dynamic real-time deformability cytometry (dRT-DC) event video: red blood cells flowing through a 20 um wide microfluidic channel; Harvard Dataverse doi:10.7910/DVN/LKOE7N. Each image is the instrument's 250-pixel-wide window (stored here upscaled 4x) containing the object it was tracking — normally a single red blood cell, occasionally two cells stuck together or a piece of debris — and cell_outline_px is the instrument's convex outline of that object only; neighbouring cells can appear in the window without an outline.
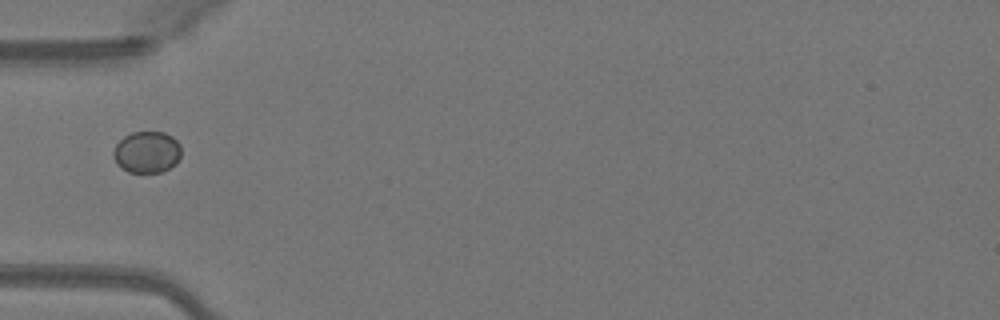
{"species": "Egyptian fruit bat (a non-hibernating species)", "species_latin": "Rousettus aegyptiacus", "temperature_condition": "warm", "stored_images_in_passage": 34, "camera_frame_rate_fps": 3000, "um_per_image_px": 0.085, "animal": {"sex": "female"}, "frame": {"image": 1, "passage_image": 1, "time_ms": 0.0, "image_size_px": [1000, 320], "cell_outline_px": [[180, 156], [176, 164], [160, 172], [128, 172], [120, 168], [116, 164], [112, 156], [112, 152], [116, 144], [124, 136], [132, 132], [164, 132], [172, 136], [180, 144]], "centroid_in_image_um": [12.45, 12.93], "position_along_channel_um": 72.5, "area_um2": 16.59}}
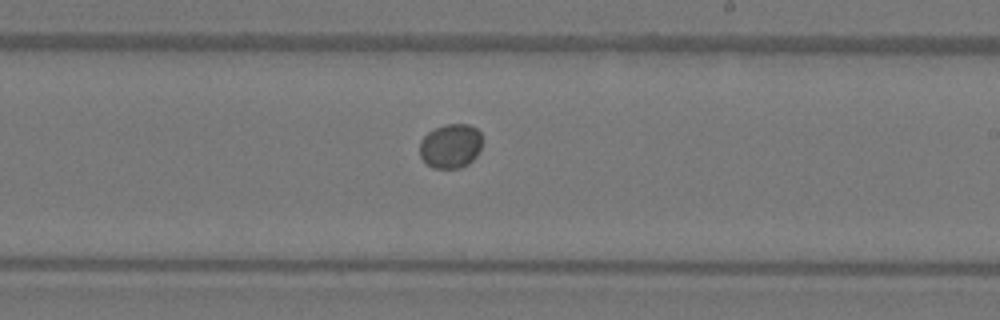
{"frame": {"image": 2, "passage_image": 14, "time_ms": 4.333, "image_size_px": [1000, 320], "cell_outline_px": [[480, 148], [476, 156], [468, 164], [460, 168], [432, 168], [420, 156], [420, 140], [428, 132], [444, 124], [468, 124], [476, 128], [480, 132]], "centroid_in_image_um": [38.29, 12.41], "position_along_channel_um": 250.7, "area_um2": 16.07}}
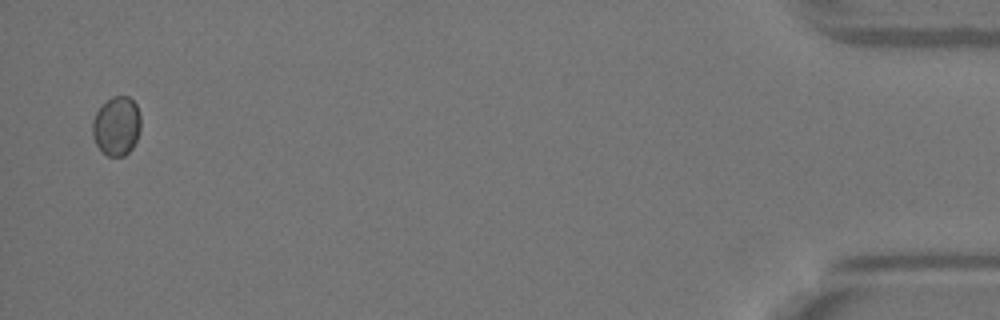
{"frame": {"image": 3, "passage_image": 33, "time_ms": 10.667, "image_size_px": [1000, 320], "cell_outline_px": [[140, 128], [136, 140], [132, 148], [124, 156], [108, 156], [100, 152], [92, 136], [92, 120], [96, 112], [112, 96], [128, 96], [136, 104], [140, 116]], "centroid_in_image_um": [9.89, 10.73], "position_along_channel_um": 425.3, "area_um2": 16.65}}